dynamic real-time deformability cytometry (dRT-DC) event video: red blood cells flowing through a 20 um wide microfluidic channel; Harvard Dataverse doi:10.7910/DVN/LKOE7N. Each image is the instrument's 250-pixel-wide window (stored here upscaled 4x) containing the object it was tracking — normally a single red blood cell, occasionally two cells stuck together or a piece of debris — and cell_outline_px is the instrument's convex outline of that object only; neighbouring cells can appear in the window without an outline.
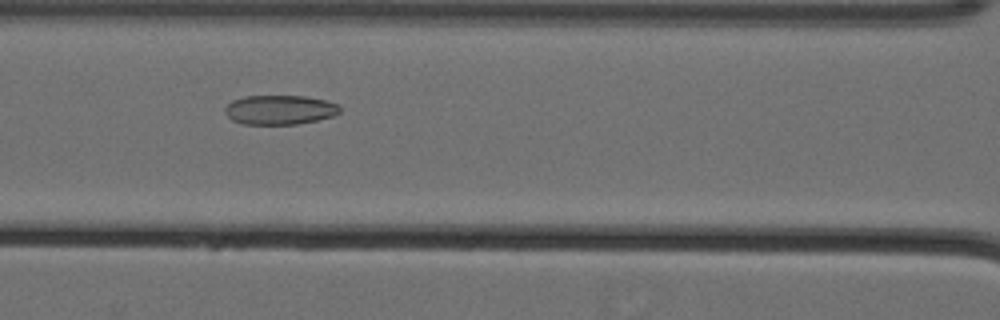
{"species": "Egyptian fruit bat (a non-hibernating species)", "species_latin": "Rousettus aegyptiacus", "temperature_condition": "cold", "stored_images_in_passage": 23, "camera_frame_rate_fps": 3000, "um_per_image_px": 0.085, "animal": {"sex": "female"}, "frame": {"image": 1, "passage_image": 15, "time_ms": 4.667, "image_size_px": [1000, 320], "cell_outline_px": [[340, 112], [332, 116], [316, 120], [296, 124], [244, 124], [232, 120], [224, 112], [224, 108], [232, 100], [244, 96], [304, 96], [324, 100], [336, 104], [340, 108]], "centroid_in_image_um": [23.73, 9.33], "position_along_channel_um": 142.9, "area_um2": 19.54}}
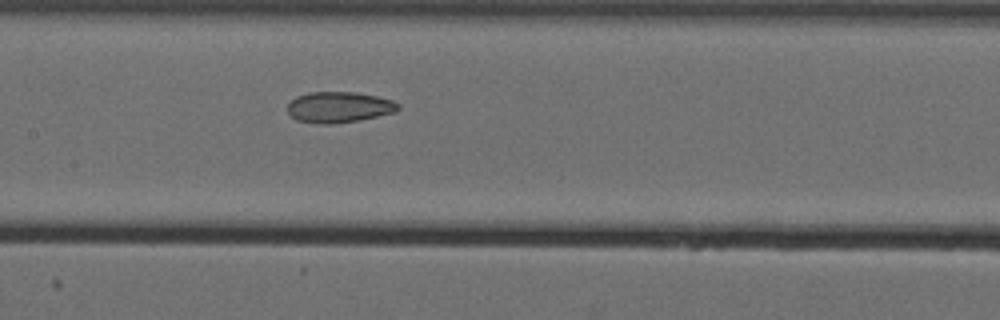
{"frame": {"image": 2, "passage_image": 18, "time_ms": 5.667, "image_size_px": [1000, 320], "cell_outline_px": [[400, 108], [396, 112], [360, 120], [332, 124], [316, 124], [296, 120], [288, 112], [288, 100], [296, 96], [308, 92], [356, 92], [376, 96], [392, 100], [400, 104]], "centroid_in_image_um": [28.8, 9.11], "position_along_channel_um": 178.6, "area_um2": 20.17}}
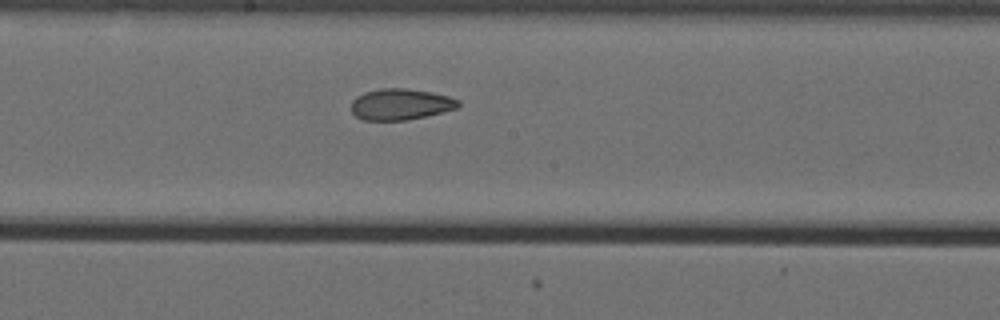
{"frame": {"image": 3, "passage_image": 21, "time_ms": 6.667, "image_size_px": [1000, 320], "cell_outline_px": [[460, 104], [456, 108], [408, 120], [364, 120], [356, 116], [352, 112], [352, 100], [356, 96], [364, 92], [380, 88], [404, 88], [432, 92], [448, 96], [460, 100]], "centroid_in_image_um": [34.02, 8.85], "position_along_channel_um": 214.2, "area_um2": 19.36}}